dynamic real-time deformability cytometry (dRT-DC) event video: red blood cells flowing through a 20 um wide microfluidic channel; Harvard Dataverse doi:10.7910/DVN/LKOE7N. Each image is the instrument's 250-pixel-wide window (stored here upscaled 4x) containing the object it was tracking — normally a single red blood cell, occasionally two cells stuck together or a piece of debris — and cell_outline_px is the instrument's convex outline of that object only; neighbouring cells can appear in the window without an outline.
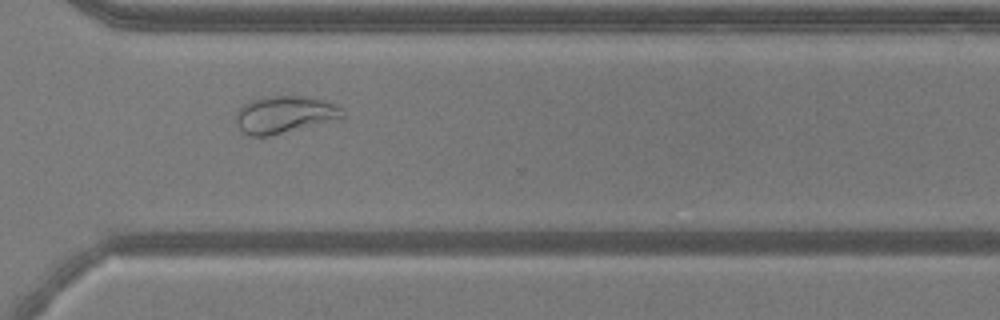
{"species": "common noctule bat (a hibernating species)", "species_latin": "Nyctalus noctula", "temperature_condition": "warm", "stored_images_in_passage": 51, "camera_frame_rate_fps": 3000, "um_per_image_px": 0.085, "animal": {"sex": "male", "body_mass_g": 20.5, "forearm_length_mm": 52.5}, "frame": {"image": 1, "passage_image": 37, "time_ms": 12.0, "image_size_px": [1000, 320], "cell_outline_px": [[344, 120], [268, 136], [248, 136], [236, 124], [236, 112], [248, 100], [264, 96], [304, 96], [324, 100], [336, 104], [344, 112]], "centroid_in_image_um": [24.25, 9.74], "position_along_channel_um": 346.4, "area_um2": 23.7}, "authors_computed_cell_mechanics": {"area_um2": 27.455, "velocity_mm_per_s": 3.8327, "shape_relaxation_time_tau1_ms": null, "shape_relaxation_time_tau2_ms": 1.1519, "deformation_change_tau1": null, "deformation_change_tau2": 0.0658}}